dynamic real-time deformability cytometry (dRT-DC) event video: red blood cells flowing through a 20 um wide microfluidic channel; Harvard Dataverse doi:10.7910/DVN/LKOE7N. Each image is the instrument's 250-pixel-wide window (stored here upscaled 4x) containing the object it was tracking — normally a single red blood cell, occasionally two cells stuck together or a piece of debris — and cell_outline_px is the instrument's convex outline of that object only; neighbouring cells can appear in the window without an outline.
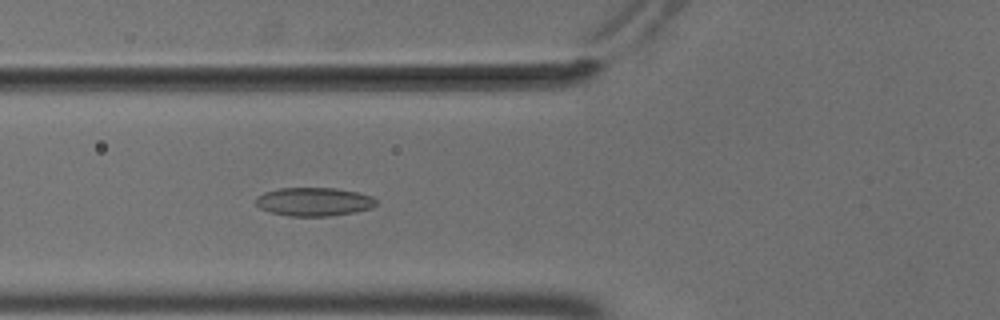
{"species": "common noctule bat (a hibernating species)", "species_latin": "Nyctalus noctula", "temperature_condition": "cold", "stored_images_in_passage": 38, "camera_frame_rate_fps": 3000, "um_per_image_px": 0.085, "animal": {"sex": "male", "body_mass_g": 18.8}, "frame": {"image": 1, "passage_image": 4, "time_ms": 1.0, "image_size_px": [1000, 320], "cell_outline_px": [[376, 204], [372, 208], [332, 216], [292, 216], [272, 212], [260, 208], [256, 204], [256, 196], [264, 192], [276, 188], [336, 188], [356, 192], [372, 196], [376, 200]], "centroid_in_image_um": [26.67, 17.14], "position_along_channel_um": 99.1, "area_um2": 19.94}}
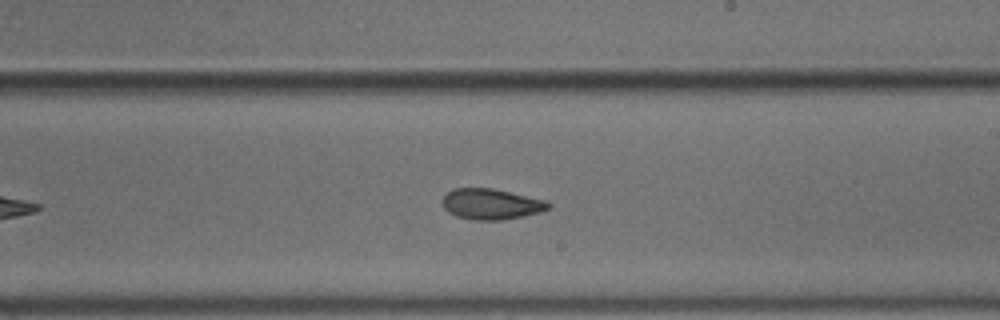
{"frame": {"image": 2, "passage_image": 16, "time_ms": 5.0, "image_size_px": [1000, 320], "cell_outline_px": [[552, 208], [540, 212], [500, 220], [476, 220], [456, 216], [448, 212], [444, 208], [444, 196], [452, 188], [492, 188], [544, 200], [552, 204]], "centroid_in_image_um": [41.75, 17.34], "position_along_channel_um": 247.2, "area_um2": 18.73}}
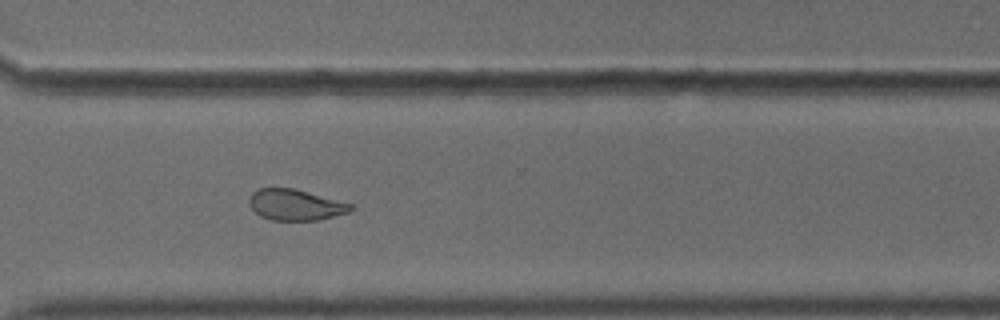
{"frame": {"image": 3, "passage_image": 24, "time_ms": 7.667, "image_size_px": [1000, 320], "cell_outline_px": [[352, 208], [348, 212], [320, 220], [272, 220], [260, 216], [248, 204], [248, 200], [252, 192], [260, 188], [292, 188], [352, 204]], "centroid_in_image_um": [25.06, 17.41], "position_along_channel_um": 345.5, "area_um2": 18.09}, "authors_computed_cell_mechanics": {"area_um2": 19.1029, "velocity_mm_per_s": 3.6868, "shape_relaxation_time_tau1_ms": null, "shape_relaxation_time_tau2_ms": 2.7995, "deformation_change_tau1": null, "deformation_change_tau2": 0.0875}}